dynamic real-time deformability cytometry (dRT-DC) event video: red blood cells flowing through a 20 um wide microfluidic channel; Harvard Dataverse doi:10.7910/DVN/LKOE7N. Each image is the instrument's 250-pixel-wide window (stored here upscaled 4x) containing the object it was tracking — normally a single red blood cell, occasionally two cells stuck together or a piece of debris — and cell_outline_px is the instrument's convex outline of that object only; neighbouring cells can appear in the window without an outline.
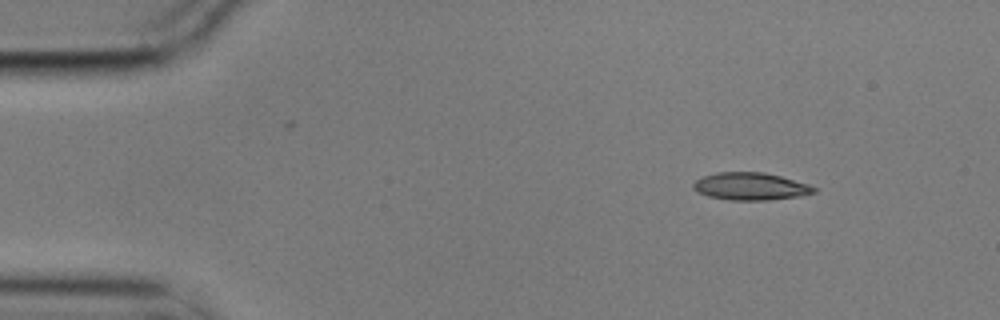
{"species": "common noctule bat (a hibernating species)", "species_latin": "Nyctalus noctula", "temperature_condition": "cold", "stored_images_in_passage": 4, "camera_frame_rate_fps": 3000, "um_per_image_px": 0.085, "animal": {"sex": "male", "body_mass_g": 17.9}, "frame": {"image": 1, "passage_image": 1, "time_ms": 0.0, "image_size_px": [1000, 320], "cell_outline_px": [[816, 192], [800, 196], [768, 200], [728, 200], [708, 196], [696, 192], [692, 188], [692, 184], [696, 180], [704, 176], [716, 172], [764, 172], [780, 176], [808, 184], [816, 188]], "centroid_in_image_um": [63.76, 15.84], "position_along_channel_um": 21.2, "area_um2": 19.36}}
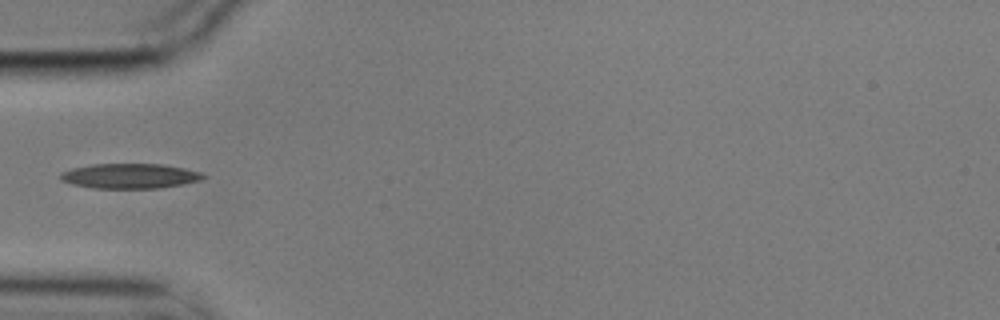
{"frame": {"image": 2, "passage_image": 4, "time_ms": 1.0, "image_size_px": [1000, 320], "cell_outline_px": [[208, 176], [200, 180], [160, 188], [92, 188], [72, 184], [60, 180], [60, 176], [64, 172], [72, 168], [92, 164], [160, 164], [184, 168], [200, 172]], "centroid_in_image_um": [11.04, 14.96], "position_along_channel_um": 74.0, "area_um2": 20.58}}